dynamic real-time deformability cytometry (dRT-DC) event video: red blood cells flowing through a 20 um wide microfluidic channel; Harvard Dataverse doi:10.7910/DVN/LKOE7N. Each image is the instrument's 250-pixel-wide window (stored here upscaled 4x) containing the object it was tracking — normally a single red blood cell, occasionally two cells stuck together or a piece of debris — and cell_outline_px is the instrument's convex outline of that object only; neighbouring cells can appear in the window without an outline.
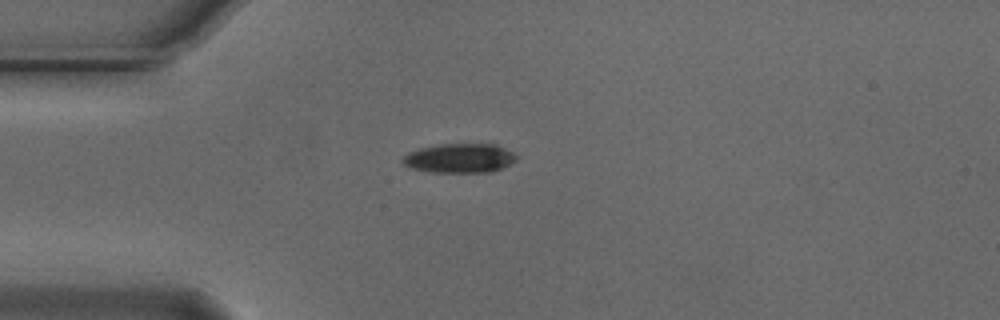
{"species": "Egyptian fruit bat (a non-hibernating species)", "species_latin": "Rousettus aegyptiacus", "temperature_condition": "cold", "stored_images_in_passage": 42, "camera_frame_rate_fps": 3000, "um_per_image_px": 0.085, "animal": {"sex": "male"}, "frame": {"image": 1, "passage_image": 1, "time_ms": 0.0, "image_size_px": [1000, 320], "cell_outline_px": [[516, 160], [492, 172], [432, 172], [408, 168], [400, 160], [408, 152], [420, 148], [440, 144], [496, 144], [512, 152], [516, 156]], "centroid_in_image_um": [39.01, 13.44], "position_along_channel_um": 46.0, "area_um2": 19.36}}
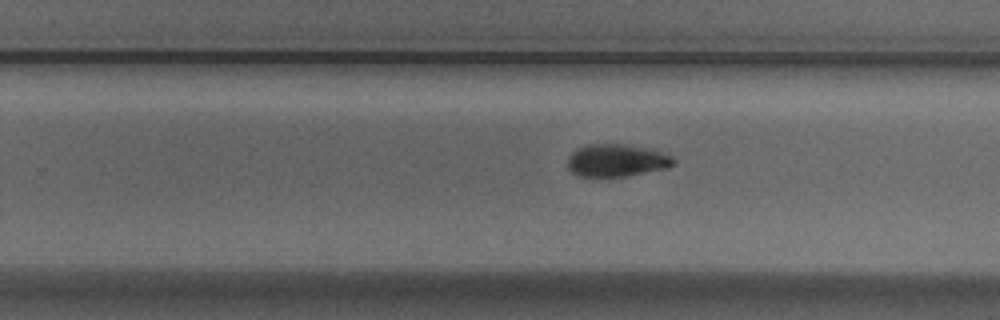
{"frame": {"image": 2, "passage_image": 21, "time_ms": 6.667, "image_size_px": [1000, 320], "cell_outline_px": [[676, 164], [668, 168], [624, 176], [576, 176], [568, 168], [568, 156], [576, 148], [584, 144], [628, 144], [652, 148], [672, 156], [676, 160]], "centroid_in_image_um": [52.43, 13.61], "position_along_channel_um": 277.4, "area_um2": 20.4}}
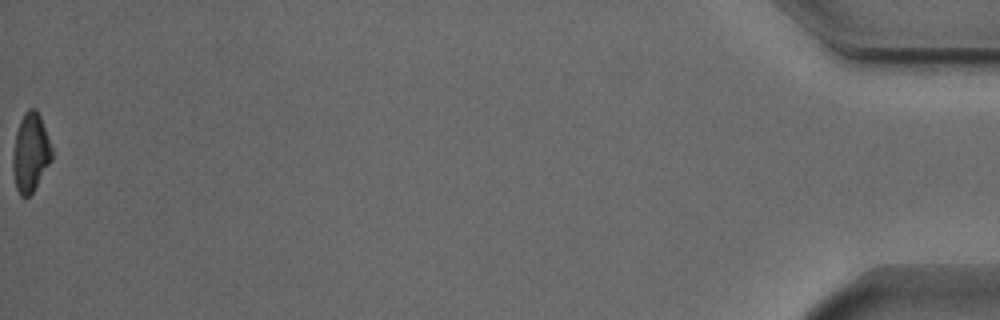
{"frame": {"image": 3, "passage_image": 42, "time_ms": 13.667, "image_size_px": [1000, 320], "cell_outline_px": [[52, 160], [32, 192], [28, 196], [20, 196], [16, 188], [12, 168], [12, 152], [16, 132], [20, 120], [24, 112], [28, 108], [36, 108], [40, 116], [52, 148]], "centroid_in_image_um": [2.58, 12.95], "position_along_channel_um": 432.6, "area_um2": 17.86}, "authors_computed_cell_mechanics": {"area_um2": 19.6809, "velocity_mm_per_s": 3.7328, "shape_relaxation_time_tau1_ms": 3.5905, "shape_relaxation_time_tau2_ms": null, "deformation_change_tau1": 0.1264, "deformation_change_tau2": null}}